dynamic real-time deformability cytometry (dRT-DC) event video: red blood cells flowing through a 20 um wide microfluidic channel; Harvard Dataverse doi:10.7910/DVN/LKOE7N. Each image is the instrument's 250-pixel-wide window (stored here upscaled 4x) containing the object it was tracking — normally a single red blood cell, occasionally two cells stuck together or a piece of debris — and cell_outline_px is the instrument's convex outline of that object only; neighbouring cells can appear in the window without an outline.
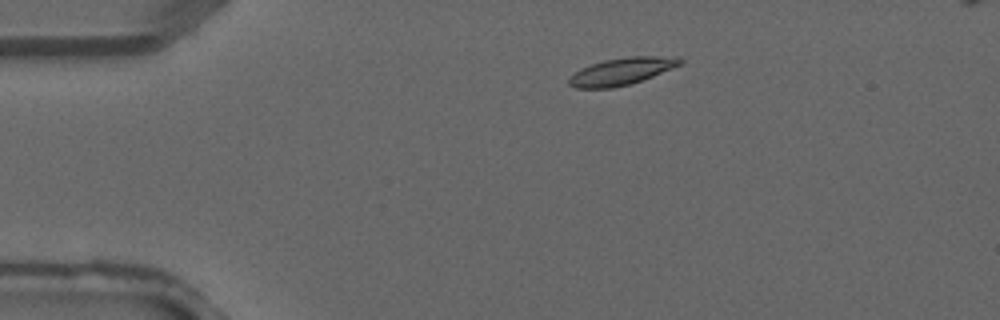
{"species": "common noctule bat (a hibernating species)", "species_latin": "Nyctalus noctula", "temperature_condition": "warm", "stored_images_in_passage": 3, "camera_frame_rate_fps": 3000, "um_per_image_px": 0.085, "animal": {"sex": "male", "forearm_length_mm": 52.5}, "frame": {"image": 1, "passage_image": 2, "time_ms": 0.333, "image_size_px": [1000, 320], "cell_outline_px": [[684, 60], [680, 64], [672, 68], [652, 76], [628, 84], [612, 88], [576, 88], [568, 84], [568, 80], [580, 68], [604, 60], [628, 56], [676, 56]], "centroid_in_image_um": [52.84, 6.05], "position_along_channel_um": 32.2, "area_um2": 17.34}}